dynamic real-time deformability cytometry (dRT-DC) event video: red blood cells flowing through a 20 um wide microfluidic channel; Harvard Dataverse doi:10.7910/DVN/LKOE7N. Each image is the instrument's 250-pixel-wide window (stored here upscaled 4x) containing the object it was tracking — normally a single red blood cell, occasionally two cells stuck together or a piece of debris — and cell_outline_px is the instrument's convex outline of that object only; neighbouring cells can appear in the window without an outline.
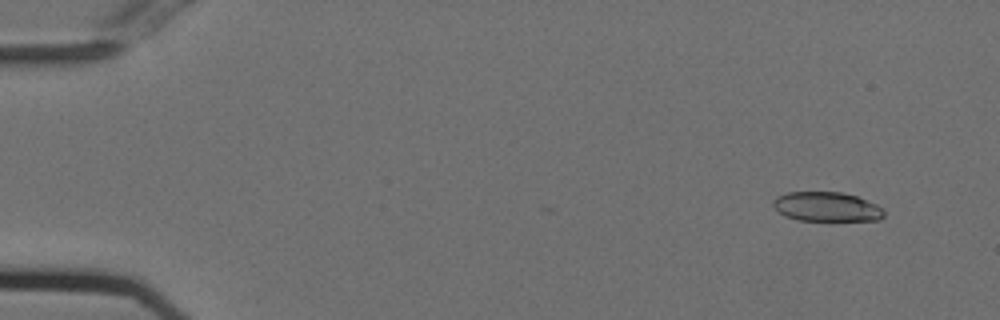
{"species": "Egyptian fruit bat (a non-hibernating species)", "species_latin": "Rousettus aegyptiacus", "temperature_condition": "cold", "stored_images_in_passage": 55, "camera_frame_rate_fps": 3000, "um_per_image_px": 0.085, "animal": {"sex": "female"}, "frame": {"image": 1, "passage_image": 5, "time_ms": 1.333, "image_size_px": [1000, 320], "cell_outline_px": [[884, 216], [880, 220], [796, 220], [784, 216], [772, 204], [772, 200], [776, 196], [788, 192], [840, 192], [856, 196], [876, 204], [884, 208]], "centroid_in_image_um": [70.26, 17.57], "position_along_channel_um": 14.7, "area_um2": 19.02}}
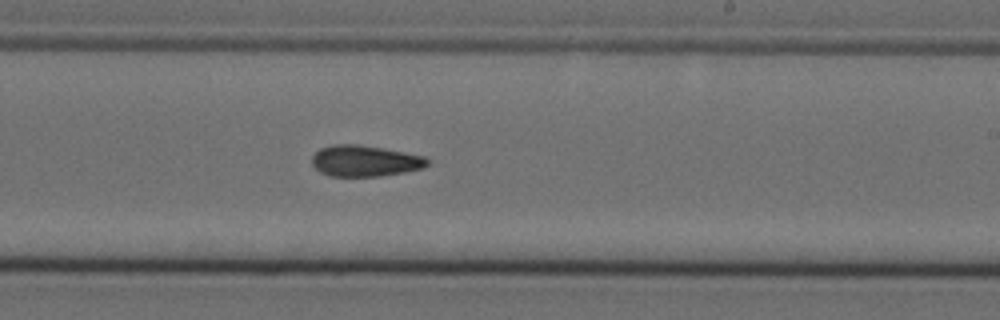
{"frame": {"image": 2, "passage_image": 34, "time_ms": 11.0, "image_size_px": [1000, 320], "cell_outline_px": [[428, 164], [424, 168], [404, 172], [380, 176], [328, 176], [320, 172], [312, 164], [312, 156], [320, 148], [332, 144], [356, 144], [404, 152], [424, 156], [428, 160]], "centroid_in_image_um": [30.99, 13.68], "position_along_channel_um": 258.0, "area_um2": 20.87}}
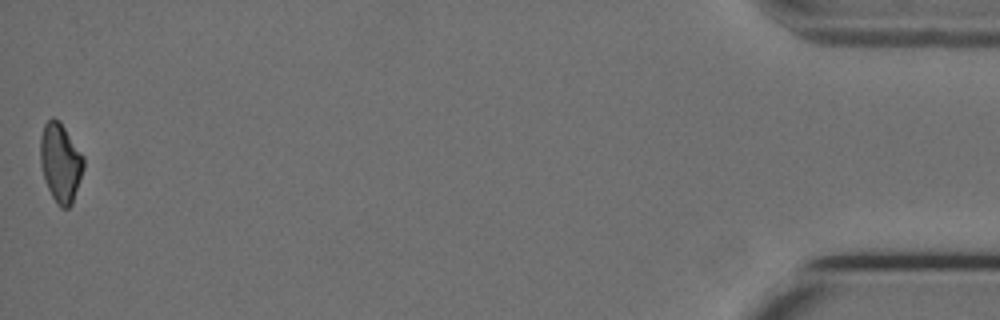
{"frame": {"image": 3, "passage_image": 55, "time_ms": 18.0, "image_size_px": [1000, 320], "cell_outline_px": [[84, 168], [72, 204], [68, 208], [60, 208], [56, 204], [48, 188], [40, 164], [40, 136], [44, 124], [52, 116], [60, 120], [84, 156]], "centroid_in_image_um": [5.14, 13.8], "position_along_channel_um": 430.1, "area_um2": 20.11}, "authors_computed_cell_mechanics": {"area_um2": 20.5768, "velocity_mm_per_s": 3.7386, "shape_relaxation_time_tau1_ms": null, "shape_relaxation_time_tau2_ms": 8.6126, "deformation_change_tau1": null, "deformation_change_tau2": 0.1616}}